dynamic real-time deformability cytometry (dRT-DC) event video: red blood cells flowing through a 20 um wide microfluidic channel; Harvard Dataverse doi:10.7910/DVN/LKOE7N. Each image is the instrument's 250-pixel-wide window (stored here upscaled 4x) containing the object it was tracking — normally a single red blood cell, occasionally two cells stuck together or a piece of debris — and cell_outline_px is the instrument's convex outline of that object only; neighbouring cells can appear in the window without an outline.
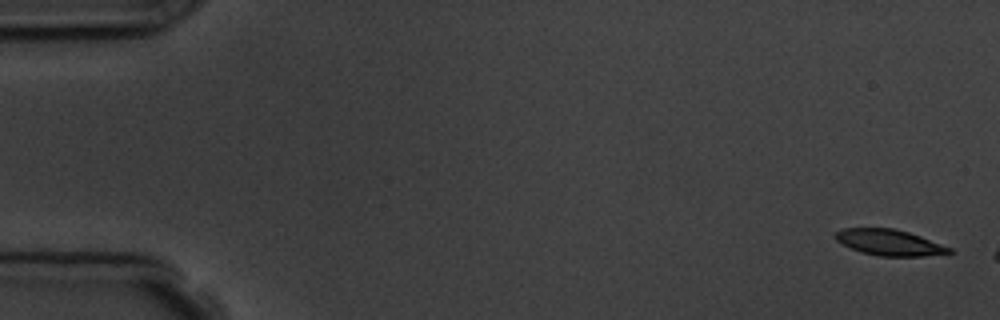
{"species": "common noctule bat (a hibernating species)", "species_latin": "Nyctalus noctula", "temperature_condition": "room temperature", "stored_images_in_passage": 3, "camera_frame_rate_fps": 3000, "um_per_image_px": 0.085, "animal": {"sex": "male", "body_mass_g": 19.5, "forearm_length_mm": 54.6}, "frame": {"image": 1, "passage_image": 1, "time_ms": 0.0, "image_size_px": [1000, 320], "cell_outline_px": [[952, 252], [924, 256], [880, 256], [860, 252], [836, 240], [836, 232], [844, 228], [892, 228], [908, 232], [920, 236], [952, 248]], "centroid_in_image_um": [75.6, 20.61], "position_along_channel_um": 9.4, "area_um2": 16.94}}